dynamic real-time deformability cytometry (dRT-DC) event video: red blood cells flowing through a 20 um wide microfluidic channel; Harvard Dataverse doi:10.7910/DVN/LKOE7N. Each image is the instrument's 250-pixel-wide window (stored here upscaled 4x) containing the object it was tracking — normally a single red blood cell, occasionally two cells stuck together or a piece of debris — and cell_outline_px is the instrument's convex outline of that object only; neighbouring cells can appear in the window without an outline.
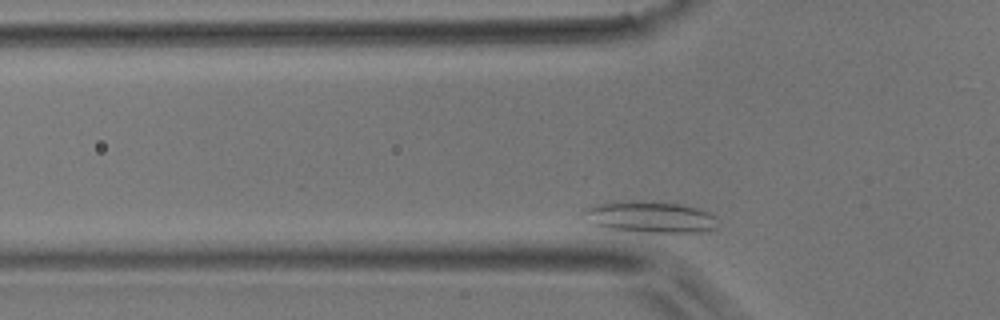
{"species": "common noctule bat (a hibernating species)", "species_latin": "Nyctalus noctula", "temperature_condition": "room temperature", "stored_images_in_passage": 33, "camera_frame_rate_fps": 3000, "um_per_image_px": 0.085, "animal": {"sex": "male", "body_mass_g": 17.9}, "frame": {"image": 1, "passage_image": 6, "time_ms": 1.667, "image_size_px": [1000, 320], "cell_outline_px": [[716, 228], [704, 232], [636, 232], [608, 228], [592, 224], [580, 212], [592, 204], [616, 200], [628, 200], [684, 204], [700, 208], [716, 216]], "centroid_in_image_um": [55.22, 18.43], "position_along_channel_um": 70.6, "area_um2": 25.03}}
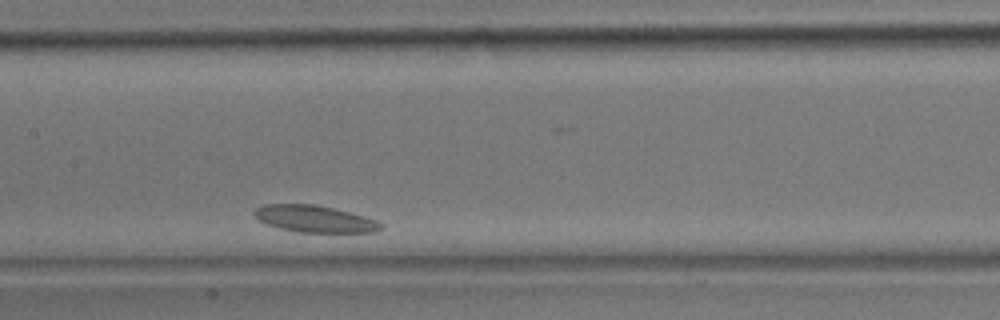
{"frame": {"image": 2, "passage_image": 16, "time_ms": 5.0, "image_size_px": [1000, 320], "cell_outline_px": [[384, 228], [376, 232], [300, 232], [280, 228], [256, 220], [252, 216], [252, 212], [256, 208], [264, 204], [312, 204], [332, 208], [364, 216], [376, 220], [384, 224]], "centroid_in_image_um": [26.72, 18.6], "position_along_channel_um": 180.7, "area_um2": 19.83}}
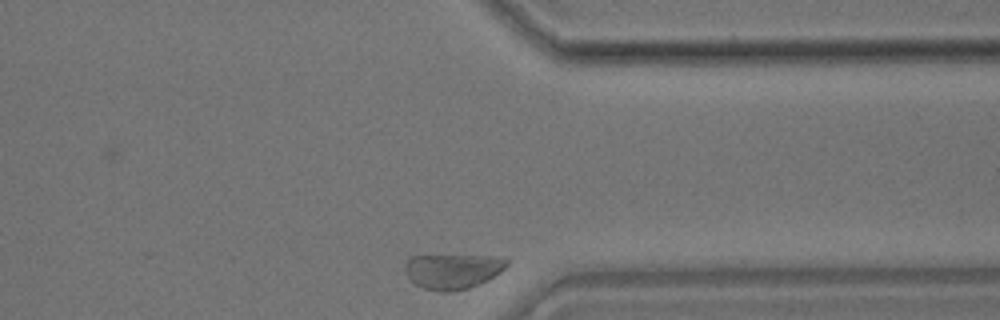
{"frame": {"image": 3, "passage_image": 33, "time_ms": 10.667, "image_size_px": [1000, 320], "cell_outline_px": [[508, 264], [500, 272], [488, 280], [468, 288], [452, 292], [440, 292], [424, 288], [416, 284], [408, 276], [404, 264], [412, 256], [488, 256], [508, 260]], "centroid_in_image_um": [38.47, 23.06], "position_along_channel_um": 372.9, "area_um2": 20.46}}